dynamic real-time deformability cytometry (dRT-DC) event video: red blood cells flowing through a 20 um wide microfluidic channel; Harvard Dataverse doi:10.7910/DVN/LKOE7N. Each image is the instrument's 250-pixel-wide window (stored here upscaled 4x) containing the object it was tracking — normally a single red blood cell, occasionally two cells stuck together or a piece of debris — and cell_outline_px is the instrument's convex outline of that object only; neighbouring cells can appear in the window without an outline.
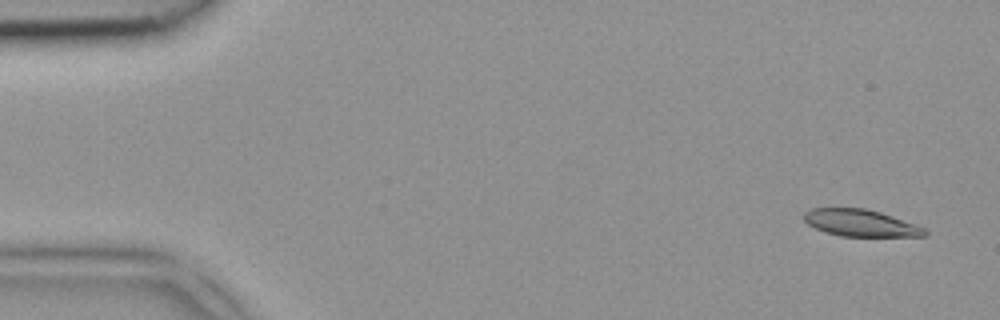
{"species": "common noctule bat (a hibernating species)", "species_latin": "Nyctalus noctula", "temperature_condition": "room temperature", "stored_images_in_passage": 4, "camera_frame_rate_fps": 3000, "um_per_image_px": 0.085, "animal": {"sex": "female", "body_mass_g": 18.4}, "frame": {"image": 1, "passage_image": 1, "time_ms": 0.0, "image_size_px": [1000, 320], "cell_outline_px": [[928, 236], [840, 236], [816, 228], [808, 224], [804, 220], [804, 212], [812, 208], [864, 208], [880, 212], [928, 228]], "centroid_in_image_um": [73.2, 18.95], "position_along_channel_um": 11.8, "area_um2": 18.9}}